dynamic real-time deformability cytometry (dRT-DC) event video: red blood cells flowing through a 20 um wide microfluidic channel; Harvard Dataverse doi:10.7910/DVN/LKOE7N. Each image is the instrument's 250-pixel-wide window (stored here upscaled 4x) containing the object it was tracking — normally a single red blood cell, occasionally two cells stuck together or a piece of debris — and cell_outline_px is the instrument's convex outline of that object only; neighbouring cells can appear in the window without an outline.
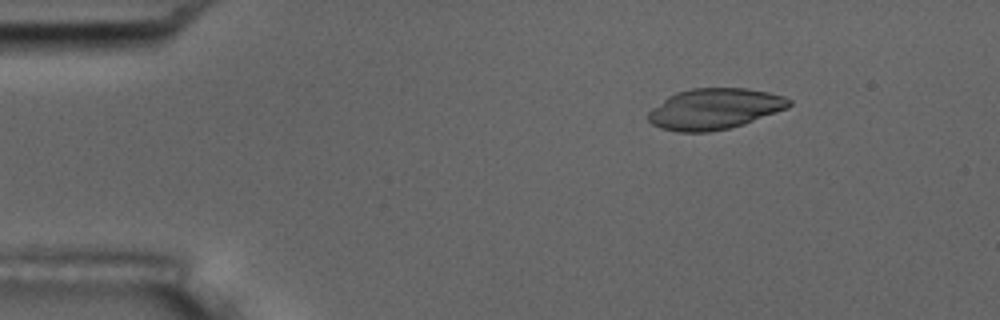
{"species": "common noctule bat (a hibernating species)", "species_latin": "Nyctalus noctula", "temperature_condition": "room temperature", "stored_images_in_passage": 6, "camera_frame_rate_fps": 3000, "um_per_image_px": 0.085, "animal": {"sex": "male", "body_mass_g": 17.5, "forearm_length_mm": 52.3}, "frame": {"image": 1, "passage_image": 3, "time_ms": 2.333, "image_size_px": [1000, 320], "cell_outline_px": [[792, 104], [788, 108], [744, 124], [728, 128], [708, 132], [676, 132], [660, 128], [652, 124], [648, 120], [648, 112], [652, 108], [668, 96], [676, 92], [692, 88], [748, 88], [768, 92], [784, 96], [792, 100]], "centroid_in_image_um": [60.74, 9.25], "position_along_channel_um": 24.3, "area_um2": 33.7}}